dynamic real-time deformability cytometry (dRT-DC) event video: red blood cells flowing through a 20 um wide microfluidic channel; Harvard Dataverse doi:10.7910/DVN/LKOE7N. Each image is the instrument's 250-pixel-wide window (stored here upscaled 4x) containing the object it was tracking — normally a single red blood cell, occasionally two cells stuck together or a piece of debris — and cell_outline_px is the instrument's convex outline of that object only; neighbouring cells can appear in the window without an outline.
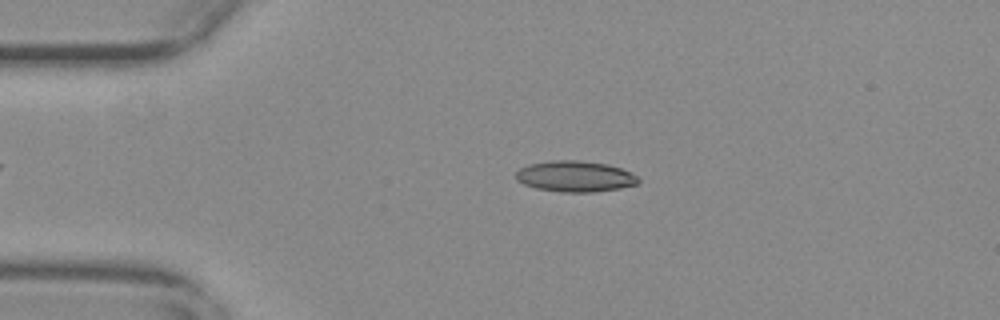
{"species": "common noctule bat (a hibernating species)", "species_latin": "Nyctalus noctula", "temperature_condition": "warm", "stored_images_in_passage": 55, "camera_frame_rate_fps": 3000, "um_per_image_px": 0.085, "animal": {"sex": "female", "body_mass_g": 29.2, "forearm_length_mm": 56.3}, "frame": {"image": 1, "passage_image": 12, "time_ms": 3.667, "image_size_px": [1000, 320], "cell_outline_px": [[640, 184], [620, 188], [592, 192], [564, 192], [536, 188], [524, 184], [516, 180], [516, 172], [520, 168], [528, 164], [552, 160], [576, 160], [608, 164], [620, 168], [636, 176], [640, 180]], "centroid_in_image_um": [48.87, 14.99], "position_along_channel_um": 36.1, "area_um2": 22.02}}
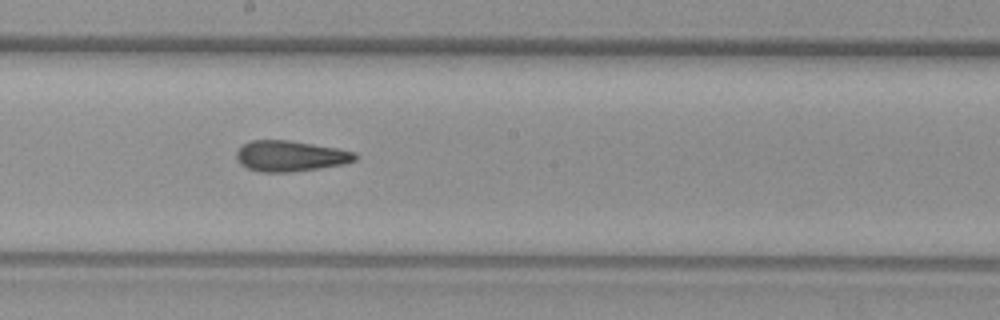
{"frame": {"image": 2, "passage_image": 30, "time_ms": 9.667, "image_size_px": [1000, 320], "cell_outline_px": [[360, 156], [356, 160], [344, 164], [320, 168], [288, 172], [260, 172], [248, 168], [240, 164], [236, 160], [236, 152], [244, 144], [252, 140], [288, 140], [340, 148], [356, 152]], "centroid_in_image_um": [24.72, 13.26], "position_along_channel_um": 223.5, "area_um2": 21.44}}
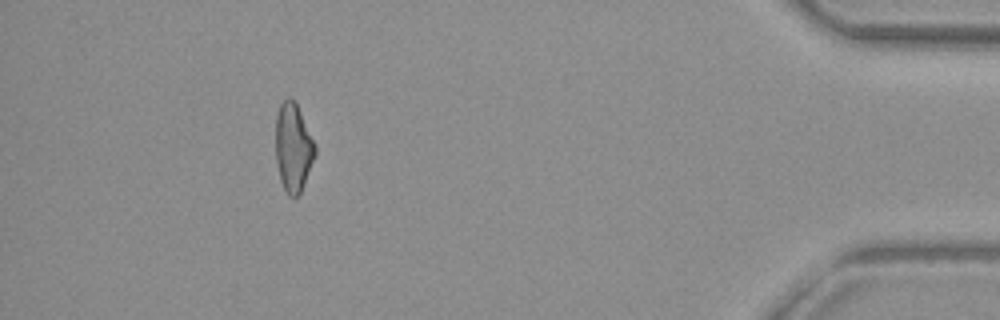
{"frame": {"image": 3, "passage_image": 50, "time_ms": 16.333, "image_size_px": [1000, 320], "cell_outline_px": [[316, 156], [300, 196], [288, 196], [280, 180], [276, 160], [276, 116], [280, 104], [288, 96], [296, 104], [316, 144]], "centroid_in_image_um": [24.94, 12.59], "position_along_channel_um": 410.3, "area_um2": 20.46}, "authors_computed_cell_mechanics": {"area_um2": 20.9814, "velocity_mm_per_s": 3.7327, "shape_relaxation_time_tau1_ms": null, "shape_relaxation_time_tau2_ms": 3.4209, "deformation_change_tau1": null, "deformation_change_tau2": 0.1321}}